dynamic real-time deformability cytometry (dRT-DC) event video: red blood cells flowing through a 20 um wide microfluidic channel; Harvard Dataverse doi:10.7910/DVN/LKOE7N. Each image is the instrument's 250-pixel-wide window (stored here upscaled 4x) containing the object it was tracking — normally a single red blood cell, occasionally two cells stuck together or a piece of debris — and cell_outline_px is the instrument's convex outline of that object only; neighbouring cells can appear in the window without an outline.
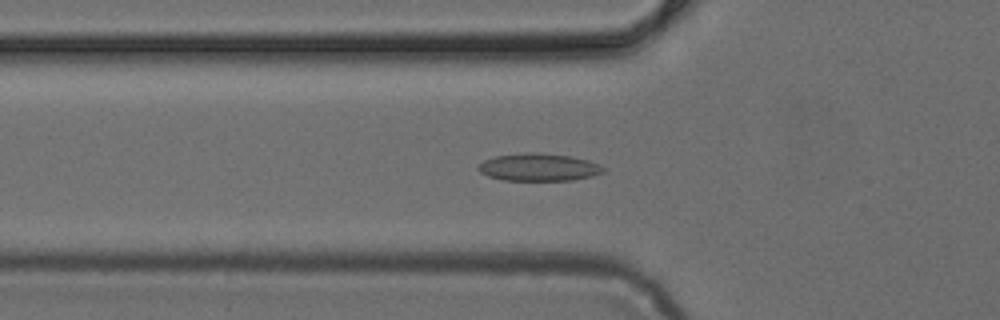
{"species": "common noctule bat (a hibernating species)", "species_latin": "Nyctalus noctula", "temperature_condition": "cold", "stored_images_in_passage": 49, "camera_frame_rate_fps": 3000, "um_per_image_px": 0.085, "animal": {"sex": "female", "body_mass_g": 24.6, "forearm_length_mm": 56.2}, "frame": {"image": 1, "passage_image": 17, "time_ms": 5.333, "image_size_px": [1000, 320], "cell_outline_px": [[604, 172], [592, 176], [572, 180], [504, 180], [488, 176], [480, 172], [476, 168], [476, 164], [484, 160], [496, 156], [524, 152], [540, 152], [572, 156], [588, 160], [600, 164], [604, 168]], "centroid_in_image_um": [45.77, 14.2], "position_along_channel_um": 80.0, "area_um2": 20.29}}
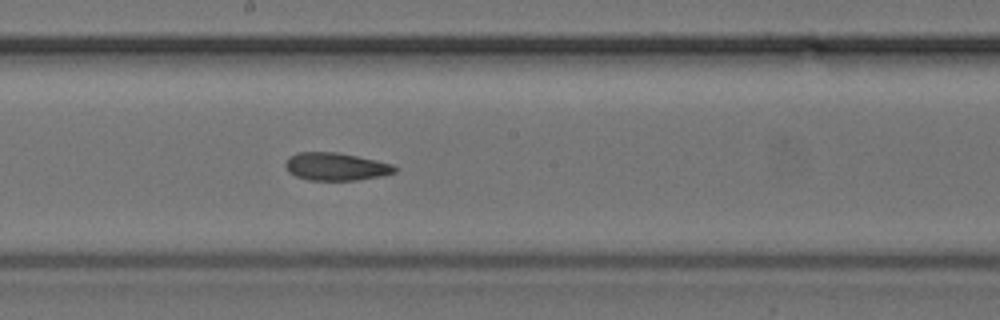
{"frame": {"image": 2, "passage_image": 27, "time_ms": 8.667, "image_size_px": [1000, 320], "cell_outline_px": [[400, 168], [396, 172], [384, 176], [356, 180], [308, 180], [296, 176], [288, 172], [284, 164], [288, 156], [296, 152], [336, 152], [376, 160], [392, 164]], "centroid_in_image_um": [28.56, 14.16], "position_along_channel_um": 219.6, "area_um2": 17.92}}
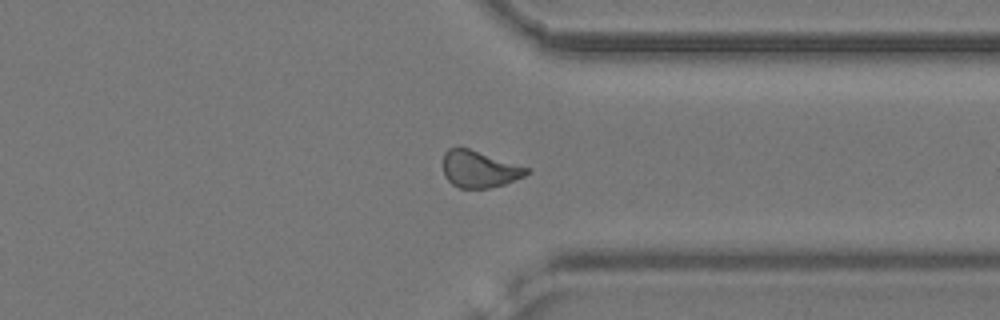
{"frame": {"image": 3, "passage_image": 38, "time_ms": 12.333, "image_size_px": [1000, 320], "cell_outline_px": [[532, 172], [524, 176], [504, 184], [488, 188], [460, 188], [452, 184], [444, 176], [444, 152], [448, 148], [468, 148], [528, 168]], "centroid_in_image_um": [40.73, 14.39], "position_along_channel_um": 370.7, "area_um2": 17.63}}